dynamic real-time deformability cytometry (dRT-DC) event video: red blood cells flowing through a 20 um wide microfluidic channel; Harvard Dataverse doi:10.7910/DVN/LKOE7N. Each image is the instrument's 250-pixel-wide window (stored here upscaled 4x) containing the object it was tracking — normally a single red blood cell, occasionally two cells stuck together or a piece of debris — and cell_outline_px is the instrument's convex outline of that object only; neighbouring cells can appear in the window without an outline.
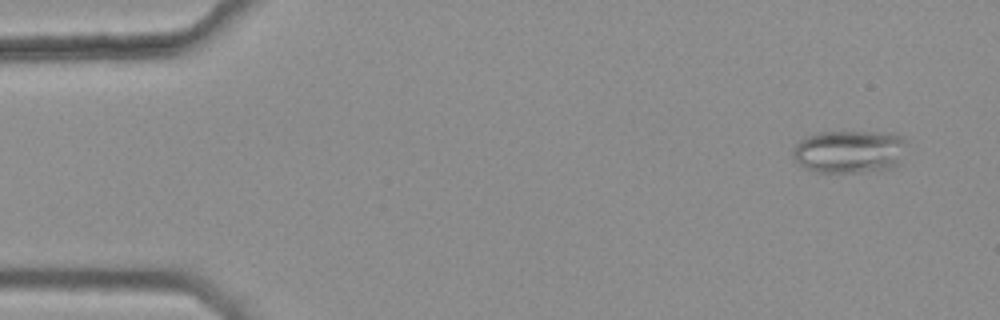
{"species": "common noctule bat (a hibernating species)", "species_latin": "Nyctalus noctula", "temperature_condition": "warm", "stored_images_in_passage": 9, "camera_frame_rate_fps": 3000, "um_per_image_px": 0.085, "animal": {"sex": "female", "body_mass_g": 25.1}, "frame": {"image": 1, "passage_image": 1, "time_ms": 0.0, "image_size_px": [1000, 320], "cell_outline_px": [[904, 140], [896, 164], [892, 168], [860, 172], [816, 172], [804, 168], [792, 156], [792, 152], [796, 144], [800, 140], [808, 136], [820, 132], [892, 132], [900, 136]], "centroid_in_image_um": [72.12, 12.88], "position_along_channel_um": 12.9, "area_um2": 27.98}}
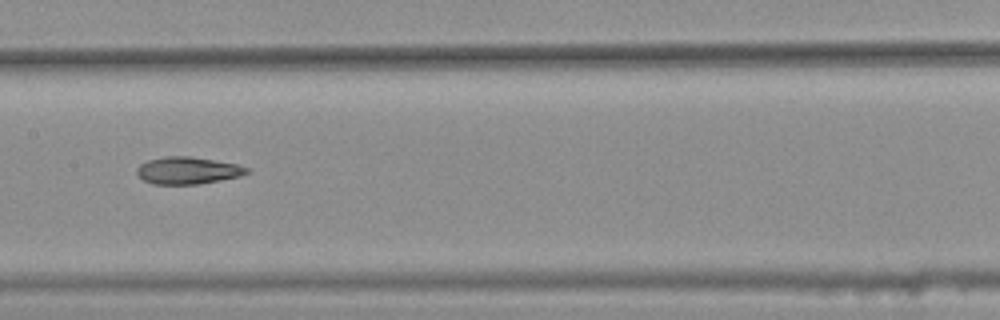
{"frame": {"image": 2, "passage_image": 7, "time_ms": 2.0, "image_size_px": [1000, 320], "cell_outline_px": [[252, 168], [248, 172], [240, 176], [220, 180], [196, 184], [152, 184], [144, 180], [136, 172], [136, 168], [140, 164], [148, 160], [164, 156], [188, 156], [236, 164]], "centroid_in_image_um": [15.95, 14.49], "position_along_channel_um": 191.5, "area_um2": 17.28}}
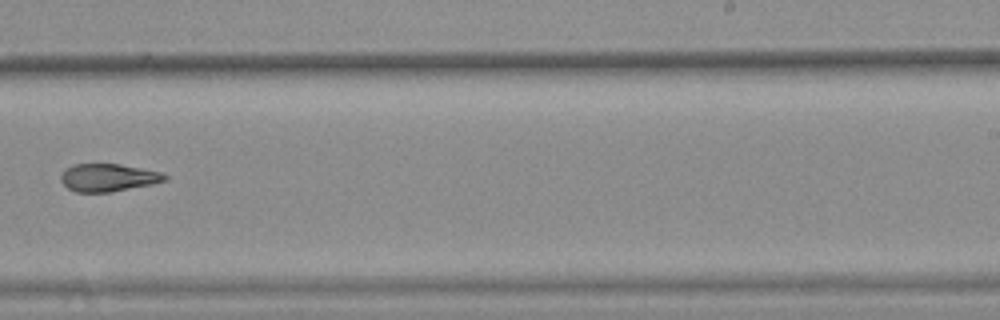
{"frame": {"image": 3, "passage_image": 9, "time_ms": 2.667, "image_size_px": [1000, 320], "cell_outline_px": [[168, 180], [152, 184], [112, 192], [76, 192], [68, 188], [60, 180], [60, 176], [64, 168], [72, 164], [120, 164], [160, 172], [168, 176]], "centroid_in_image_um": [9.17, 15.09], "position_along_channel_um": 279.8, "area_um2": 16.88}}